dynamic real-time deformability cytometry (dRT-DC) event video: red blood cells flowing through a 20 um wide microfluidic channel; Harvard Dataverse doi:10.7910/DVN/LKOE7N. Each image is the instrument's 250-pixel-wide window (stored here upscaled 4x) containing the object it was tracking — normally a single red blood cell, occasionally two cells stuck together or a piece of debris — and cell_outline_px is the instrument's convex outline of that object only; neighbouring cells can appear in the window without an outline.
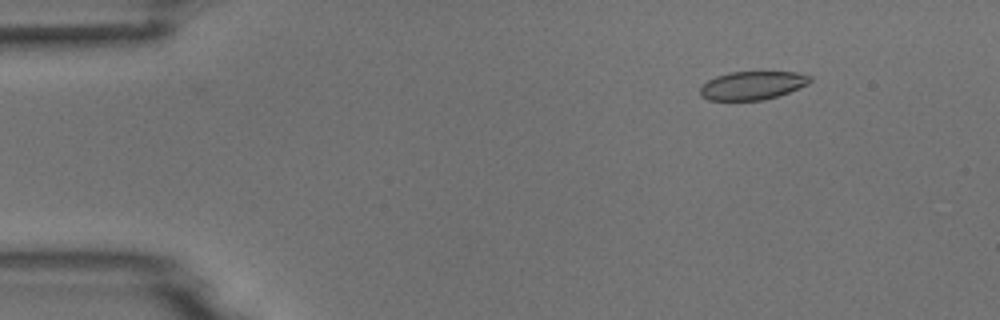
{"species": "common noctule bat (a hibernating species)", "species_latin": "Nyctalus noctula", "temperature_condition": "room temperature", "stored_images_in_passage": 4, "camera_frame_rate_fps": 3000, "um_per_image_px": 0.085, "animal": {"sex": "male", "body_mass_g": 18.8}, "frame": {"image": 1, "passage_image": 2, "time_ms": 1.333, "image_size_px": [1000, 320], "cell_outline_px": [[812, 80], [808, 84], [788, 92], [764, 100], [708, 100], [700, 96], [700, 88], [708, 80], [716, 76], [728, 72], [796, 72], [812, 76]], "centroid_in_image_um": [63.95, 7.26], "position_along_channel_um": 21.1, "area_um2": 18.15}}